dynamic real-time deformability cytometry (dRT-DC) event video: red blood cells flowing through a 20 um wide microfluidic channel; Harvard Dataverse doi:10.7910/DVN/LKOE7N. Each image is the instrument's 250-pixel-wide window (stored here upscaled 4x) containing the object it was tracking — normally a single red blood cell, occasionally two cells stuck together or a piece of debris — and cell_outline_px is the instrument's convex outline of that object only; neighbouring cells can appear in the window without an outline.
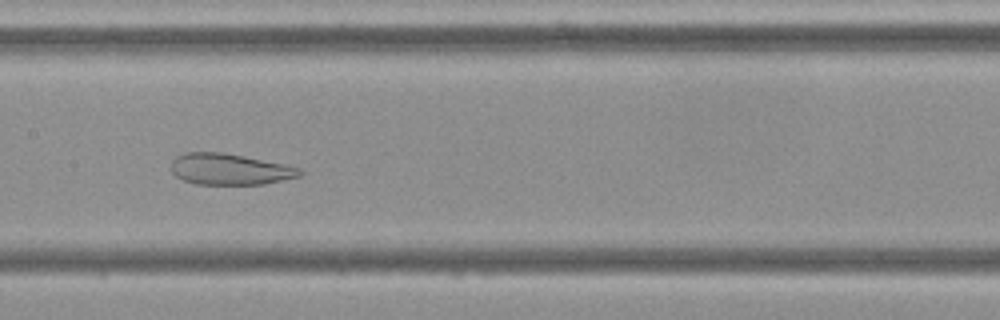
{"species": "Egyptian fruit bat (a non-hibernating species)", "species_latin": "Rousettus aegyptiacus", "temperature_condition": "cold", "stored_images_in_passage": 9, "camera_frame_rate_fps": 3000, "um_per_image_px": 0.085, "frame": {"image": 1, "passage_image": 7, "time_ms": 7.0, "image_size_px": [1000, 320], "cell_outline_px": [[304, 172], [300, 176], [264, 184], [196, 184], [184, 180], [176, 176], [172, 172], [172, 160], [176, 156], [184, 152], [224, 152], [284, 164], [300, 168]], "centroid_in_image_um": [19.52, 14.37], "position_along_channel_um": 187.9, "area_um2": 23.35}}
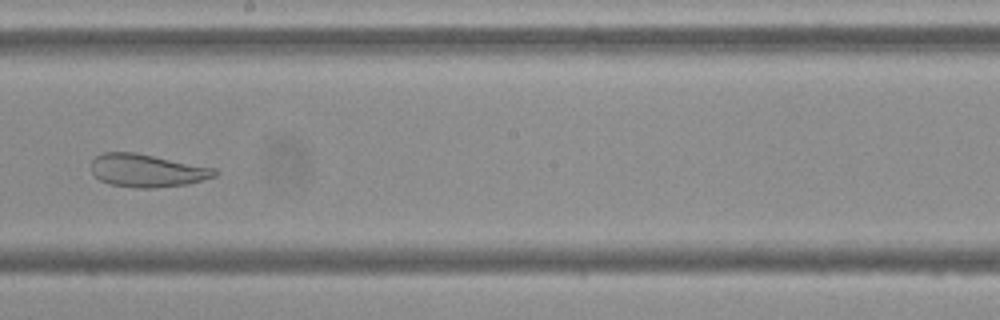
{"frame": {"image": 2, "passage_image": 8, "time_ms": 8.333, "image_size_px": [1000, 320], "cell_outline_px": [[220, 172], [216, 176], [188, 184], [152, 188], [136, 188], [108, 184], [100, 180], [92, 172], [92, 160], [96, 156], [104, 152], [136, 152], [216, 168]], "centroid_in_image_um": [12.52, 14.49], "position_along_channel_um": 235.7, "area_um2": 23.87}}